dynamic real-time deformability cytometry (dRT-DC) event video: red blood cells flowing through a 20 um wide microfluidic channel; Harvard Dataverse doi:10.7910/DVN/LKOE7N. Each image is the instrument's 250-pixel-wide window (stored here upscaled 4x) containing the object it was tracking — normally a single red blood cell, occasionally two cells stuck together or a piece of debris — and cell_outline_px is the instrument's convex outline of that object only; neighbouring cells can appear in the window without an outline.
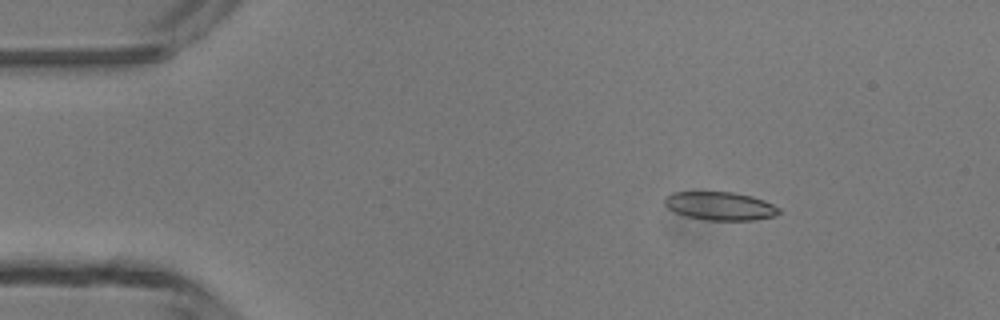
{"species": "common noctule bat (a hibernating species)", "species_latin": "Nyctalus noctula", "temperature_condition": "room temperature", "stored_images_in_passage": 3, "camera_frame_rate_fps": 3000, "um_per_image_px": 0.085, "animal": {"sex": "male", "body_mass_g": 13.3}, "frame": {"image": 1, "passage_image": 1, "time_ms": 0.0, "image_size_px": [1000, 320], "cell_outline_px": [[780, 212], [776, 216], [752, 220], [708, 220], [684, 216], [668, 208], [664, 204], [664, 196], [672, 192], [732, 192], [752, 196], [764, 200], [780, 208]], "centroid_in_image_um": [61.2, 17.51], "position_along_channel_um": 23.8, "area_um2": 18.96}}
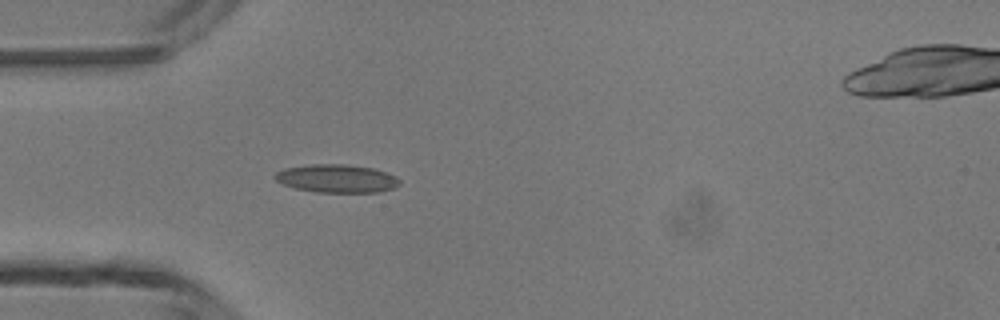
{"frame": {"image": 2, "passage_image": 3, "time_ms": 2.333, "image_size_px": [1000, 320], "cell_outline_px": [[400, 184], [392, 188], [380, 192], [316, 192], [296, 188], [284, 184], [276, 180], [272, 176], [276, 172], [284, 168], [312, 164], [344, 164], [372, 168], [396, 176], [400, 180]], "centroid_in_image_um": [28.61, 15.17], "position_along_channel_um": 56.4, "area_um2": 20.35}}